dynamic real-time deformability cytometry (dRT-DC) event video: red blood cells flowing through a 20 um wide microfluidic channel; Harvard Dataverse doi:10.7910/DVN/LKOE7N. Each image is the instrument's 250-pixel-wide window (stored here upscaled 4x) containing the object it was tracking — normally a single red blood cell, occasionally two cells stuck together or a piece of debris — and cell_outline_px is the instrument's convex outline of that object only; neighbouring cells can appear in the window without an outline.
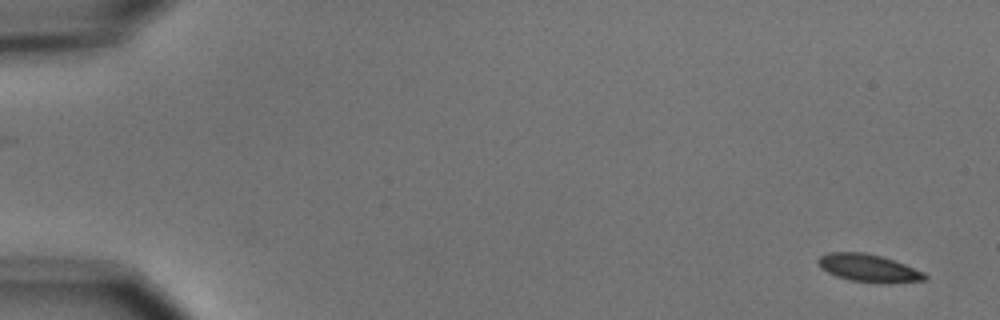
{"species": "common noctule bat (a hibernating species)", "species_latin": "Nyctalus noctula", "temperature_condition": "cold", "stored_images_in_passage": 2, "camera_frame_rate_fps": 3000, "um_per_image_px": 0.085, "animal": {"sex": "male", "body_mass_g": 15.6}, "frame": {"image": 1, "passage_image": 2, "time_ms": 1.333, "image_size_px": [1000, 320], "cell_outline_px": [[928, 276], [924, 280], [892, 284], [888, 284], [852, 280], [836, 276], [820, 268], [816, 260], [820, 256], [828, 252], [864, 252], [880, 256], [904, 264], [924, 272]], "centroid_in_image_um": [73.82, 22.79], "position_along_channel_um": 11.2, "area_um2": 17.22}}